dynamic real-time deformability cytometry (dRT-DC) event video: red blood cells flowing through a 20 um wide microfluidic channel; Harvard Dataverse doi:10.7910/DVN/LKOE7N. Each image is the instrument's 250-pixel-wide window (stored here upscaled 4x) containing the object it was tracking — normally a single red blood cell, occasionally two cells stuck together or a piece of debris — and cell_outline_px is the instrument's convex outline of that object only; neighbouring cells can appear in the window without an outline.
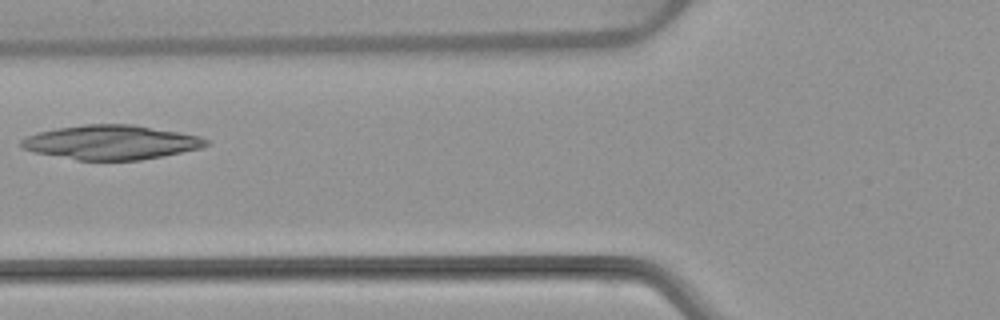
{"species": "common noctule bat (a hibernating species)", "species_latin": "Nyctalus noctula", "temperature_condition": "warm", "stored_images_in_passage": 3, "camera_frame_rate_fps": 3000, "um_per_image_px": 0.085, "animal": {"sex": "female", "body_mass_g": 22.7, "forearm_length_mm": 54.2}, "frame": {"image": 1, "passage_image": 3, "time_ms": 2.333, "image_size_px": [1000, 320], "cell_outline_px": [[208, 144], [200, 148], [140, 160], [76, 160], [36, 152], [20, 148], [20, 140], [36, 132], [56, 128], [84, 124], [132, 124], [200, 136], [208, 140]], "centroid_in_image_um": [9.39, 12.09], "position_along_channel_um": 116.4, "area_um2": 36.76}}